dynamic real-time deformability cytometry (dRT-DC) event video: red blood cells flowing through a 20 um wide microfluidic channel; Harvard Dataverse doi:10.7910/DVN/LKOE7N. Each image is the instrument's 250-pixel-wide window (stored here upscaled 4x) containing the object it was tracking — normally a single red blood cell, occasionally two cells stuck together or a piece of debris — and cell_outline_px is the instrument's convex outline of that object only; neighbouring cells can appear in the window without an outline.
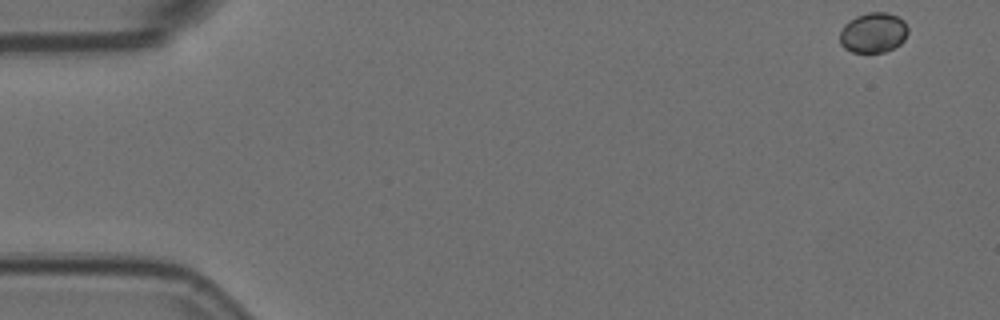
{"species": "Egyptian fruit bat (a non-hibernating species)", "species_latin": "Rousettus aegyptiacus", "temperature_condition": "room temperature", "stored_images_in_passage": 5, "camera_frame_rate_fps": 3000, "um_per_image_px": 0.085, "animal": {"sex": "female"}, "frame": {"image": 1, "passage_image": 1, "time_ms": 0.0, "image_size_px": [1000, 320], "cell_outline_px": [[908, 32], [904, 40], [900, 44], [884, 52], [852, 52], [844, 48], [840, 44], [840, 32], [844, 24], [848, 20], [856, 16], [868, 12], [888, 12], [904, 20], [908, 28]], "centroid_in_image_um": [74.22, 2.77], "position_along_channel_um": 10.8, "area_um2": 16.07}}
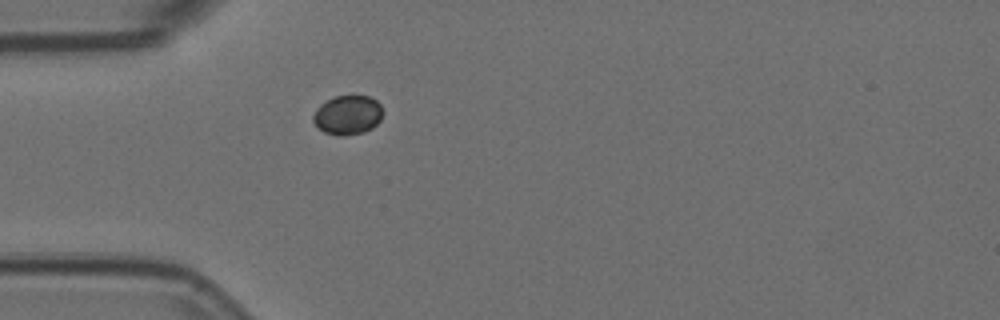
{"frame": {"image": 2, "passage_image": 5, "time_ms": 1.333, "image_size_px": [1000, 320], "cell_outline_px": [[384, 112], [380, 120], [372, 128], [364, 132], [344, 136], [340, 136], [324, 132], [312, 120], [312, 116], [316, 108], [320, 104], [336, 96], [368, 96], [376, 100], [380, 104]], "centroid_in_image_um": [29.56, 9.78], "position_along_channel_um": 55.4, "area_um2": 15.95}}